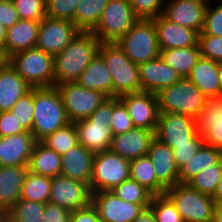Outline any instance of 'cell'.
<instances>
[{
	"label": "cell",
	"instance_id": "e575fe53",
	"mask_svg": "<svg viewBox=\"0 0 222 222\" xmlns=\"http://www.w3.org/2000/svg\"><path fill=\"white\" fill-rule=\"evenodd\" d=\"M51 193V178L27 172L22 186L21 200L48 203Z\"/></svg>",
	"mask_w": 222,
	"mask_h": 222
},
{
	"label": "cell",
	"instance_id": "f907efd6",
	"mask_svg": "<svg viewBox=\"0 0 222 222\" xmlns=\"http://www.w3.org/2000/svg\"><path fill=\"white\" fill-rule=\"evenodd\" d=\"M71 211L53 203L45 204L42 222H69Z\"/></svg>",
	"mask_w": 222,
	"mask_h": 222
},
{
	"label": "cell",
	"instance_id": "d4e9b609",
	"mask_svg": "<svg viewBox=\"0 0 222 222\" xmlns=\"http://www.w3.org/2000/svg\"><path fill=\"white\" fill-rule=\"evenodd\" d=\"M28 166H0V210H10L19 200Z\"/></svg>",
	"mask_w": 222,
	"mask_h": 222
},
{
	"label": "cell",
	"instance_id": "816d5d0a",
	"mask_svg": "<svg viewBox=\"0 0 222 222\" xmlns=\"http://www.w3.org/2000/svg\"><path fill=\"white\" fill-rule=\"evenodd\" d=\"M20 20L12 0H0V22L9 28Z\"/></svg>",
	"mask_w": 222,
	"mask_h": 222
},
{
	"label": "cell",
	"instance_id": "e0dca14e",
	"mask_svg": "<svg viewBox=\"0 0 222 222\" xmlns=\"http://www.w3.org/2000/svg\"><path fill=\"white\" fill-rule=\"evenodd\" d=\"M207 5L204 0H169L164 5L162 15L171 22L200 33Z\"/></svg>",
	"mask_w": 222,
	"mask_h": 222
},
{
	"label": "cell",
	"instance_id": "d6a6232c",
	"mask_svg": "<svg viewBox=\"0 0 222 222\" xmlns=\"http://www.w3.org/2000/svg\"><path fill=\"white\" fill-rule=\"evenodd\" d=\"M130 178L143 185L153 195H163L166 191L157 180L153 163L148 155L130 161Z\"/></svg>",
	"mask_w": 222,
	"mask_h": 222
},
{
	"label": "cell",
	"instance_id": "d6986e66",
	"mask_svg": "<svg viewBox=\"0 0 222 222\" xmlns=\"http://www.w3.org/2000/svg\"><path fill=\"white\" fill-rule=\"evenodd\" d=\"M37 142L31 132L0 137V166H28Z\"/></svg>",
	"mask_w": 222,
	"mask_h": 222
},
{
	"label": "cell",
	"instance_id": "277c9868",
	"mask_svg": "<svg viewBox=\"0 0 222 222\" xmlns=\"http://www.w3.org/2000/svg\"><path fill=\"white\" fill-rule=\"evenodd\" d=\"M99 54L112 76L113 98L141 92L139 69L117 43H101Z\"/></svg>",
	"mask_w": 222,
	"mask_h": 222
},
{
	"label": "cell",
	"instance_id": "f35d334b",
	"mask_svg": "<svg viewBox=\"0 0 222 222\" xmlns=\"http://www.w3.org/2000/svg\"><path fill=\"white\" fill-rule=\"evenodd\" d=\"M117 197L134 204H150L153 194L135 180L129 178L111 190Z\"/></svg>",
	"mask_w": 222,
	"mask_h": 222
},
{
	"label": "cell",
	"instance_id": "b9f144b4",
	"mask_svg": "<svg viewBox=\"0 0 222 222\" xmlns=\"http://www.w3.org/2000/svg\"><path fill=\"white\" fill-rule=\"evenodd\" d=\"M20 19L42 21L47 16V0H12Z\"/></svg>",
	"mask_w": 222,
	"mask_h": 222
},
{
	"label": "cell",
	"instance_id": "11a10c76",
	"mask_svg": "<svg viewBox=\"0 0 222 222\" xmlns=\"http://www.w3.org/2000/svg\"><path fill=\"white\" fill-rule=\"evenodd\" d=\"M216 204H222V177L217 185L216 191L212 197Z\"/></svg>",
	"mask_w": 222,
	"mask_h": 222
},
{
	"label": "cell",
	"instance_id": "6f0895ef",
	"mask_svg": "<svg viewBox=\"0 0 222 222\" xmlns=\"http://www.w3.org/2000/svg\"><path fill=\"white\" fill-rule=\"evenodd\" d=\"M7 28L0 22V48L4 49Z\"/></svg>",
	"mask_w": 222,
	"mask_h": 222
},
{
	"label": "cell",
	"instance_id": "f546056e",
	"mask_svg": "<svg viewBox=\"0 0 222 222\" xmlns=\"http://www.w3.org/2000/svg\"><path fill=\"white\" fill-rule=\"evenodd\" d=\"M61 156L54 150L47 148L41 142H37L28 162V171L54 178L61 175Z\"/></svg>",
	"mask_w": 222,
	"mask_h": 222
},
{
	"label": "cell",
	"instance_id": "91938a15",
	"mask_svg": "<svg viewBox=\"0 0 222 222\" xmlns=\"http://www.w3.org/2000/svg\"><path fill=\"white\" fill-rule=\"evenodd\" d=\"M8 221H9L8 211H1L0 212V222H8Z\"/></svg>",
	"mask_w": 222,
	"mask_h": 222
},
{
	"label": "cell",
	"instance_id": "484cf974",
	"mask_svg": "<svg viewBox=\"0 0 222 222\" xmlns=\"http://www.w3.org/2000/svg\"><path fill=\"white\" fill-rule=\"evenodd\" d=\"M40 21L20 19L7 28L4 53L10 57L22 50L34 48L37 43Z\"/></svg>",
	"mask_w": 222,
	"mask_h": 222
},
{
	"label": "cell",
	"instance_id": "8d00e7d4",
	"mask_svg": "<svg viewBox=\"0 0 222 222\" xmlns=\"http://www.w3.org/2000/svg\"><path fill=\"white\" fill-rule=\"evenodd\" d=\"M45 204L30 200H19L8 210L11 222H42Z\"/></svg>",
	"mask_w": 222,
	"mask_h": 222
},
{
	"label": "cell",
	"instance_id": "7402d4cb",
	"mask_svg": "<svg viewBox=\"0 0 222 222\" xmlns=\"http://www.w3.org/2000/svg\"><path fill=\"white\" fill-rule=\"evenodd\" d=\"M197 121L204 143L222 152V101L220 98L207 99Z\"/></svg>",
	"mask_w": 222,
	"mask_h": 222
},
{
	"label": "cell",
	"instance_id": "603a6c76",
	"mask_svg": "<svg viewBox=\"0 0 222 222\" xmlns=\"http://www.w3.org/2000/svg\"><path fill=\"white\" fill-rule=\"evenodd\" d=\"M148 156L151 159L157 180L167 189L180 183L179 169L173 155V149L157 138L151 142Z\"/></svg>",
	"mask_w": 222,
	"mask_h": 222
},
{
	"label": "cell",
	"instance_id": "ac0fdd59",
	"mask_svg": "<svg viewBox=\"0 0 222 222\" xmlns=\"http://www.w3.org/2000/svg\"><path fill=\"white\" fill-rule=\"evenodd\" d=\"M152 20L156 28L160 51L199 45V33L197 31L171 22L162 14L152 18Z\"/></svg>",
	"mask_w": 222,
	"mask_h": 222
},
{
	"label": "cell",
	"instance_id": "60d3db41",
	"mask_svg": "<svg viewBox=\"0 0 222 222\" xmlns=\"http://www.w3.org/2000/svg\"><path fill=\"white\" fill-rule=\"evenodd\" d=\"M10 112L16 116L23 128L31 132L34 113V88L24 94L13 106Z\"/></svg>",
	"mask_w": 222,
	"mask_h": 222
},
{
	"label": "cell",
	"instance_id": "f1b7e54d",
	"mask_svg": "<svg viewBox=\"0 0 222 222\" xmlns=\"http://www.w3.org/2000/svg\"><path fill=\"white\" fill-rule=\"evenodd\" d=\"M86 89L102 92L113 98L112 76L103 57L98 53L76 81Z\"/></svg>",
	"mask_w": 222,
	"mask_h": 222
},
{
	"label": "cell",
	"instance_id": "ee69618b",
	"mask_svg": "<svg viewBox=\"0 0 222 222\" xmlns=\"http://www.w3.org/2000/svg\"><path fill=\"white\" fill-rule=\"evenodd\" d=\"M82 0H47V16L75 23V14Z\"/></svg>",
	"mask_w": 222,
	"mask_h": 222
},
{
	"label": "cell",
	"instance_id": "8fae6325",
	"mask_svg": "<svg viewBox=\"0 0 222 222\" xmlns=\"http://www.w3.org/2000/svg\"><path fill=\"white\" fill-rule=\"evenodd\" d=\"M70 122L88 118L108 97L100 91L82 87L77 82L55 85Z\"/></svg>",
	"mask_w": 222,
	"mask_h": 222
},
{
	"label": "cell",
	"instance_id": "6da1fadb",
	"mask_svg": "<svg viewBox=\"0 0 222 222\" xmlns=\"http://www.w3.org/2000/svg\"><path fill=\"white\" fill-rule=\"evenodd\" d=\"M101 43L92 32H79L54 57V86L67 82H76L81 73L99 53Z\"/></svg>",
	"mask_w": 222,
	"mask_h": 222
},
{
	"label": "cell",
	"instance_id": "f6af8a7d",
	"mask_svg": "<svg viewBox=\"0 0 222 222\" xmlns=\"http://www.w3.org/2000/svg\"><path fill=\"white\" fill-rule=\"evenodd\" d=\"M204 144V140L199 132H197L191 139L190 143L175 144L173 149V155L176 165L180 170L184 164H186L200 147Z\"/></svg>",
	"mask_w": 222,
	"mask_h": 222
},
{
	"label": "cell",
	"instance_id": "ffe728a7",
	"mask_svg": "<svg viewBox=\"0 0 222 222\" xmlns=\"http://www.w3.org/2000/svg\"><path fill=\"white\" fill-rule=\"evenodd\" d=\"M141 91L156 94L160 90L177 83L182 77L162 58L138 65Z\"/></svg>",
	"mask_w": 222,
	"mask_h": 222
},
{
	"label": "cell",
	"instance_id": "5b68a950",
	"mask_svg": "<svg viewBox=\"0 0 222 222\" xmlns=\"http://www.w3.org/2000/svg\"><path fill=\"white\" fill-rule=\"evenodd\" d=\"M156 96L159 112L182 114L195 119L208 99L188 78H181L157 92Z\"/></svg>",
	"mask_w": 222,
	"mask_h": 222
},
{
	"label": "cell",
	"instance_id": "4fadbf2b",
	"mask_svg": "<svg viewBox=\"0 0 222 222\" xmlns=\"http://www.w3.org/2000/svg\"><path fill=\"white\" fill-rule=\"evenodd\" d=\"M81 32L74 22L46 16L41 22L36 48L55 57Z\"/></svg>",
	"mask_w": 222,
	"mask_h": 222
},
{
	"label": "cell",
	"instance_id": "ab89813d",
	"mask_svg": "<svg viewBox=\"0 0 222 222\" xmlns=\"http://www.w3.org/2000/svg\"><path fill=\"white\" fill-rule=\"evenodd\" d=\"M149 209L156 222H184L173 202L165 195H153Z\"/></svg>",
	"mask_w": 222,
	"mask_h": 222
},
{
	"label": "cell",
	"instance_id": "5bb4252c",
	"mask_svg": "<svg viewBox=\"0 0 222 222\" xmlns=\"http://www.w3.org/2000/svg\"><path fill=\"white\" fill-rule=\"evenodd\" d=\"M49 202L74 211L90 204L91 192L86 183L58 175L51 178Z\"/></svg>",
	"mask_w": 222,
	"mask_h": 222
},
{
	"label": "cell",
	"instance_id": "836d02e7",
	"mask_svg": "<svg viewBox=\"0 0 222 222\" xmlns=\"http://www.w3.org/2000/svg\"><path fill=\"white\" fill-rule=\"evenodd\" d=\"M109 0H82L75 14V25L80 31L92 32L98 25Z\"/></svg>",
	"mask_w": 222,
	"mask_h": 222
},
{
	"label": "cell",
	"instance_id": "9f6ffc18",
	"mask_svg": "<svg viewBox=\"0 0 222 222\" xmlns=\"http://www.w3.org/2000/svg\"><path fill=\"white\" fill-rule=\"evenodd\" d=\"M213 222H222V204H216Z\"/></svg>",
	"mask_w": 222,
	"mask_h": 222
},
{
	"label": "cell",
	"instance_id": "6125c7cd",
	"mask_svg": "<svg viewBox=\"0 0 222 222\" xmlns=\"http://www.w3.org/2000/svg\"><path fill=\"white\" fill-rule=\"evenodd\" d=\"M207 4H210L211 2H209V0H204ZM220 3H222V0L220 1Z\"/></svg>",
	"mask_w": 222,
	"mask_h": 222
},
{
	"label": "cell",
	"instance_id": "bcb514c9",
	"mask_svg": "<svg viewBox=\"0 0 222 222\" xmlns=\"http://www.w3.org/2000/svg\"><path fill=\"white\" fill-rule=\"evenodd\" d=\"M207 5L204 26L199 34H207L222 37V3Z\"/></svg>",
	"mask_w": 222,
	"mask_h": 222
},
{
	"label": "cell",
	"instance_id": "7c38bea8",
	"mask_svg": "<svg viewBox=\"0 0 222 222\" xmlns=\"http://www.w3.org/2000/svg\"><path fill=\"white\" fill-rule=\"evenodd\" d=\"M92 206L101 222H134L150 204H134L117 197L112 191L91 193Z\"/></svg>",
	"mask_w": 222,
	"mask_h": 222
},
{
	"label": "cell",
	"instance_id": "d590c367",
	"mask_svg": "<svg viewBox=\"0 0 222 222\" xmlns=\"http://www.w3.org/2000/svg\"><path fill=\"white\" fill-rule=\"evenodd\" d=\"M47 148L56 151L60 156L78 144V134L74 123L70 122L65 127L47 135L40 141Z\"/></svg>",
	"mask_w": 222,
	"mask_h": 222
},
{
	"label": "cell",
	"instance_id": "cb8c5ba5",
	"mask_svg": "<svg viewBox=\"0 0 222 222\" xmlns=\"http://www.w3.org/2000/svg\"><path fill=\"white\" fill-rule=\"evenodd\" d=\"M95 154L80 143L61 156V175L79 180L88 186L92 178Z\"/></svg>",
	"mask_w": 222,
	"mask_h": 222
},
{
	"label": "cell",
	"instance_id": "681fc988",
	"mask_svg": "<svg viewBox=\"0 0 222 222\" xmlns=\"http://www.w3.org/2000/svg\"><path fill=\"white\" fill-rule=\"evenodd\" d=\"M26 131L10 111L0 112V137L20 134Z\"/></svg>",
	"mask_w": 222,
	"mask_h": 222
},
{
	"label": "cell",
	"instance_id": "ba28073f",
	"mask_svg": "<svg viewBox=\"0 0 222 222\" xmlns=\"http://www.w3.org/2000/svg\"><path fill=\"white\" fill-rule=\"evenodd\" d=\"M175 205L184 222H212L216 203L188 184H175L164 193Z\"/></svg>",
	"mask_w": 222,
	"mask_h": 222
},
{
	"label": "cell",
	"instance_id": "c3c4849f",
	"mask_svg": "<svg viewBox=\"0 0 222 222\" xmlns=\"http://www.w3.org/2000/svg\"><path fill=\"white\" fill-rule=\"evenodd\" d=\"M134 13L141 19H152L163 13L166 0H128Z\"/></svg>",
	"mask_w": 222,
	"mask_h": 222
},
{
	"label": "cell",
	"instance_id": "f5cc1de1",
	"mask_svg": "<svg viewBox=\"0 0 222 222\" xmlns=\"http://www.w3.org/2000/svg\"><path fill=\"white\" fill-rule=\"evenodd\" d=\"M69 222H101L96 209L90 203L87 207L71 211Z\"/></svg>",
	"mask_w": 222,
	"mask_h": 222
},
{
	"label": "cell",
	"instance_id": "9c48e42d",
	"mask_svg": "<svg viewBox=\"0 0 222 222\" xmlns=\"http://www.w3.org/2000/svg\"><path fill=\"white\" fill-rule=\"evenodd\" d=\"M130 178V160L111 150L95 154L92 178L89 184L91 193L111 191Z\"/></svg>",
	"mask_w": 222,
	"mask_h": 222
},
{
	"label": "cell",
	"instance_id": "3957f363",
	"mask_svg": "<svg viewBox=\"0 0 222 222\" xmlns=\"http://www.w3.org/2000/svg\"><path fill=\"white\" fill-rule=\"evenodd\" d=\"M113 98H107L88 118L74 122L78 143L94 154L110 150L113 133L109 127Z\"/></svg>",
	"mask_w": 222,
	"mask_h": 222
},
{
	"label": "cell",
	"instance_id": "9a60e30c",
	"mask_svg": "<svg viewBox=\"0 0 222 222\" xmlns=\"http://www.w3.org/2000/svg\"><path fill=\"white\" fill-rule=\"evenodd\" d=\"M197 133V121L187 115L159 112L155 138L171 148L175 144L190 143Z\"/></svg>",
	"mask_w": 222,
	"mask_h": 222
},
{
	"label": "cell",
	"instance_id": "2e32d148",
	"mask_svg": "<svg viewBox=\"0 0 222 222\" xmlns=\"http://www.w3.org/2000/svg\"><path fill=\"white\" fill-rule=\"evenodd\" d=\"M119 99L126 106L135 127L150 130L155 133L159 117L156 94L141 91L138 93L125 94L119 97Z\"/></svg>",
	"mask_w": 222,
	"mask_h": 222
},
{
	"label": "cell",
	"instance_id": "94428289",
	"mask_svg": "<svg viewBox=\"0 0 222 222\" xmlns=\"http://www.w3.org/2000/svg\"><path fill=\"white\" fill-rule=\"evenodd\" d=\"M218 77L222 88V62H218Z\"/></svg>",
	"mask_w": 222,
	"mask_h": 222
},
{
	"label": "cell",
	"instance_id": "83f0119b",
	"mask_svg": "<svg viewBox=\"0 0 222 222\" xmlns=\"http://www.w3.org/2000/svg\"><path fill=\"white\" fill-rule=\"evenodd\" d=\"M32 87L7 63L0 69V112L10 111Z\"/></svg>",
	"mask_w": 222,
	"mask_h": 222
},
{
	"label": "cell",
	"instance_id": "7a4b0ae2",
	"mask_svg": "<svg viewBox=\"0 0 222 222\" xmlns=\"http://www.w3.org/2000/svg\"><path fill=\"white\" fill-rule=\"evenodd\" d=\"M70 123L55 86L34 88V113L31 133L40 142L47 135Z\"/></svg>",
	"mask_w": 222,
	"mask_h": 222
},
{
	"label": "cell",
	"instance_id": "52a82bcc",
	"mask_svg": "<svg viewBox=\"0 0 222 222\" xmlns=\"http://www.w3.org/2000/svg\"><path fill=\"white\" fill-rule=\"evenodd\" d=\"M116 43L136 65L154 60L160 55L157 32L152 19L139 18Z\"/></svg>",
	"mask_w": 222,
	"mask_h": 222
},
{
	"label": "cell",
	"instance_id": "30bf717a",
	"mask_svg": "<svg viewBox=\"0 0 222 222\" xmlns=\"http://www.w3.org/2000/svg\"><path fill=\"white\" fill-rule=\"evenodd\" d=\"M138 19L128 0H109L92 33L102 43H116Z\"/></svg>",
	"mask_w": 222,
	"mask_h": 222
},
{
	"label": "cell",
	"instance_id": "7dc6e473",
	"mask_svg": "<svg viewBox=\"0 0 222 222\" xmlns=\"http://www.w3.org/2000/svg\"><path fill=\"white\" fill-rule=\"evenodd\" d=\"M199 48L201 57L216 62H222V37L207 34H199Z\"/></svg>",
	"mask_w": 222,
	"mask_h": 222
},
{
	"label": "cell",
	"instance_id": "680465c9",
	"mask_svg": "<svg viewBox=\"0 0 222 222\" xmlns=\"http://www.w3.org/2000/svg\"><path fill=\"white\" fill-rule=\"evenodd\" d=\"M8 63V57L4 53V50L0 48V69H2Z\"/></svg>",
	"mask_w": 222,
	"mask_h": 222
},
{
	"label": "cell",
	"instance_id": "1f68e13d",
	"mask_svg": "<svg viewBox=\"0 0 222 222\" xmlns=\"http://www.w3.org/2000/svg\"><path fill=\"white\" fill-rule=\"evenodd\" d=\"M159 56L182 78H187L201 57V53L199 45H195L186 48L161 50Z\"/></svg>",
	"mask_w": 222,
	"mask_h": 222
},
{
	"label": "cell",
	"instance_id": "4dcf8cb0",
	"mask_svg": "<svg viewBox=\"0 0 222 222\" xmlns=\"http://www.w3.org/2000/svg\"><path fill=\"white\" fill-rule=\"evenodd\" d=\"M222 160V152L213 146L203 144L196 154L179 170L181 184H187L196 175Z\"/></svg>",
	"mask_w": 222,
	"mask_h": 222
},
{
	"label": "cell",
	"instance_id": "74e56055",
	"mask_svg": "<svg viewBox=\"0 0 222 222\" xmlns=\"http://www.w3.org/2000/svg\"><path fill=\"white\" fill-rule=\"evenodd\" d=\"M222 177V160L210 168L204 169L187 184L204 195L213 197Z\"/></svg>",
	"mask_w": 222,
	"mask_h": 222
},
{
	"label": "cell",
	"instance_id": "4316f807",
	"mask_svg": "<svg viewBox=\"0 0 222 222\" xmlns=\"http://www.w3.org/2000/svg\"><path fill=\"white\" fill-rule=\"evenodd\" d=\"M208 99L219 98L222 88L218 77V62L200 57L187 77Z\"/></svg>",
	"mask_w": 222,
	"mask_h": 222
},
{
	"label": "cell",
	"instance_id": "db71d44e",
	"mask_svg": "<svg viewBox=\"0 0 222 222\" xmlns=\"http://www.w3.org/2000/svg\"><path fill=\"white\" fill-rule=\"evenodd\" d=\"M134 222H156V218L152 211L148 208L145 209Z\"/></svg>",
	"mask_w": 222,
	"mask_h": 222
},
{
	"label": "cell",
	"instance_id": "8992f818",
	"mask_svg": "<svg viewBox=\"0 0 222 222\" xmlns=\"http://www.w3.org/2000/svg\"><path fill=\"white\" fill-rule=\"evenodd\" d=\"M8 63L32 87L54 86V57L36 47L8 57Z\"/></svg>",
	"mask_w": 222,
	"mask_h": 222
},
{
	"label": "cell",
	"instance_id": "7bdbcfd3",
	"mask_svg": "<svg viewBox=\"0 0 222 222\" xmlns=\"http://www.w3.org/2000/svg\"><path fill=\"white\" fill-rule=\"evenodd\" d=\"M109 127L113 135L125 133L135 127L126 106L116 97L113 98V113Z\"/></svg>",
	"mask_w": 222,
	"mask_h": 222
},
{
	"label": "cell",
	"instance_id": "44dd1931",
	"mask_svg": "<svg viewBox=\"0 0 222 222\" xmlns=\"http://www.w3.org/2000/svg\"><path fill=\"white\" fill-rule=\"evenodd\" d=\"M154 138L153 131L133 127L125 133L114 135L110 150L131 161L147 156Z\"/></svg>",
	"mask_w": 222,
	"mask_h": 222
}]
</instances>
